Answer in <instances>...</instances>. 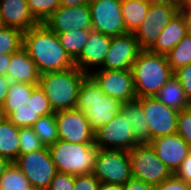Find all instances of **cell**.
Masks as SVG:
<instances>
[{
	"mask_svg": "<svg viewBox=\"0 0 191 190\" xmlns=\"http://www.w3.org/2000/svg\"><path fill=\"white\" fill-rule=\"evenodd\" d=\"M35 62L40 74L76 67L61 45L57 34L44 23L23 32L22 46Z\"/></svg>",
	"mask_w": 191,
	"mask_h": 190,
	"instance_id": "6da1fadb",
	"label": "cell"
},
{
	"mask_svg": "<svg viewBox=\"0 0 191 190\" xmlns=\"http://www.w3.org/2000/svg\"><path fill=\"white\" fill-rule=\"evenodd\" d=\"M137 98L154 97L174 75L166 55L141 50L132 66Z\"/></svg>",
	"mask_w": 191,
	"mask_h": 190,
	"instance_id": "7a4b0ae2",
	"label": "cell"
},
{
	"mask_svg": "<svg viewBox=\"0 0 191 190\" xmlns=\"http://www.w3.org/2000/svg\"><path fill=\"white\" fill-rule=\"evenodd\" d=\"M123 104L120 100L105 95L89 74L84 77L76 109L85 114L94 131L112 121L121 112Z\"/></svg>",
	"mask_w": 191,
	"mask_h": 190,
	"instance_id": "3957f363",
	"label": "cell"
},
{
	"mask_svg": "<svg viewBox=\"0 0 191 190\" xmlns=\"http://www.w3.org/2000/svg\"><path fill=\"white\" fill-rule=\"evenodd\" d=\"M87 74L77 67L41 74L39 87L44 91L54 112L75 109L80 85Z\"/></svg>",
	"mask_w": 191,
	"mask_h": 190,
	"instance_id": "277c9868",
	"label": "cell"
},
{
	"mask_svg": "<svg viewBox=\"0 0 191 190\" xmlns=\"http://www.w3.org/2000/svg\"><path fill=\"white\" fill-rule=\"evenodd\" d=\"M57 172L72 175L93 174L98 147L93 144H75L58 140L48 146Z\"/></svg>",
	"mask_w": 191,
	"mask_h": 190,
	"instance_id": "5b68a950",
	"label": "cell"
},
{
	"mask_svg": "<svg viewBox=\"0 0 191 190\" xmlns=\"http://www.w3.org/2000/svg\"><path fill=\"white\" fill-rule=\"evenodd\" d=\"M129 156L134 179L156 186L173 175L149 143L135 145Z\"/></svg>",
	"mask_w": 191,
	"mask_h": 190,
	"instance_id": "8992f818",
	"label": "cell"
},
{
	"mask_svg": "<svg viewBox=\"0 0 191 190\" xmlns=\"http://www.w3.org/2000/svg\"><path fill=\"white\" fill-rule=\"evenodd\" d=\"M93 175L101 183L124 185L133 178L128 150L98 149Z\"/></svg>",
	"mask_w": 191,
	"mask_h": 190,
	"instance_id": "52a82bcc",
	"label": "cell"
},
{
	"mask_svg": "<svg viewBox=\"0 0 191 190\" xmlns=\"http://www.w3.org/2000/svg\"><path fill=\"white\" fill-rule=\"evenodd\" d=\"M2 108L7 118L19 128L32 127L41 116L55 114L39 86L33 90L30 99L26 102L4 103Z\"/></svg>",
	"mask_w": 191,
	"mask_h": 190,
	"instance_id": "ba28073f",
	"label": "cell"
},
{
	"mask_svg": "<svg viewBox=\"0 0 191 190\" xmlns=\"http://www.w3.org/2000/svg\"><path fill=\"white\" fill-rule=\"evenodd\" d=\"M14 163L20 168L33 188L46 190L57 173L47 146L31 153L19 155Z\"/></svg>",
	"mask_w": 191,
	"mask_h": 190,
	"instance_id": "9c48e42d",
	"label": "cell"
},
{
	"mask_svg": "<svg viewBox=\"0 0 191 190\" xmlns=\"http://www.w3.org/2000/svg\"><path fill=\"white\" fill-rule=\"evenodd\" d=\"M92 31L115 37L127 32L124 23L121 0H89Z\"/></svg>",
	"mask_w": 191,
	"mask_h": 190,
	"instance_id": "30bf717a",
	"label": "cell"
},
{
	"mask_svg": "<svg viewBox=\"0 0 191 190\" xmlns=\"http://www.w3.org/2000/svg\"><path fill=\"white\" fill-rule=\"evenodd\" d=\"M180 10L177 7L152 3L148 9L145 20L134 32L141 50H149L157 38Z\"/></svg>",
	"mask_w": 191,
	"mask_h": 190,
	"instance_id": "8fae6325",
	"label": "cell"
},
{
	"mask_svg": "<svg viewBox=\"0 0 191 190\" xmlns=\"http://www.w3.org/2000/svg\"><path fill=\"white\" fill-rule=\"evenodd\" d=\"M89 75L109 97L124 104L137 99L132 70L97 69Z\"/></svg>",
	"mask_w": 191,
	"mask_h": 190,
	"instance_id": "7c38bea8",
	"label": "cell"
},
{
	"mask_svg": "<svg viewBox=\"0 0 191 190\" xmlns=\"http://www.w3.org/2000/svg\"><path fill=\"white\" fill-rule=\"evenodd\" d=\"M59 140L75 144H93L94 130L85 114L78 109L55 112Z\"/></svg>",
	"mask_w": 191,
	"mask_h": 190,
	"instance_id": "4fadbf2b",
	"label": "cell"
},
{
	"mask_svg": "<svg viewBox=\"0 0 191 190\" xmlns=\"http://www.w3.org/2000/svg\"><path fill=\"white\" fill-rule=\"evenodd\" d=\"M136 101L142 106L146 115L151 140L177 133L178 110L167 107L156 97H142L137 98Z\"/></svg>",
	"mask_w": 191,
	"mask_h": 190,
	"instance_id": "5bb4252c",
	"label": "cell"
},
{
	"mask_svg": "<svg viewBox=\"0 0 191 190\" xmlns=\"http://www.w3.org/2000/svg\"><path fill=\"white\" fill-rule=\"evenodd\" d=\"M128 119L120 112L108 124L94 132V144L99 149L131 150L139 144L134 138Z\"/></svg>",
	"mask_w": 191,
	"mask_h": 190,
	"instance_id": "9a60e30c",
	"label": "cell"
},
{
	"mask_svg": "<svg viewBox=\"0 0 191 190\" xmlns=\"http://www.w3.org/2000/svg\"><path fill=\"white\" fill-rule=\"evenodd\" d=\"M44 24L55 34L76 30H92L91 12L88 4L76 7L60 6Z\"/></svg>",
	"mask_w": 191,
	"mask_h": 190,
	"instance_id": "2e32d148",
	"label": "cell"
},
{
	"mask_svg": "<svg viewBox=\"0 0 191 190\" xmlns=\"http://www.w3.org/2000/svg\"><path fill=\"white\" fill-rule=\"evenodd\" d=\"M140 52L134 33L112 37L109 51L99 69L131 70Z\"/></svg>",
	"mask_w": 191,
	"mask_h": 190,
	"instance_id": "e0dca14e",
	"label": "cell"
},
{
	"mask_svg": "<svg viewBox=\"0 0 191 190\" xmlns=\"http://www.w3.org/2000/svg\"><path fill=\"white\" fill-rule=\"evenodd\" d=\"M149 144L173 174L191 150L188 143L178 133L157 137L152 139Z\"/></svg>",
	"mask_w": 191,
	"mask_h": 190,
	"instance_id": "ac0fdd59",
	"label": "cell"
},
{
	"mask_svg": "<svg viewBox=\"0 0 191 190\" xmlns=\"http://www.w3.org/2000/svg\"><path fill=\"white\" fill-rule=\"evenodd\" d=\"M111 41L112 37L91 31L80 56L74 61L75 66L86 74L99 69L103 65Z\"/></svg>",
	"mask_w": 191,
	"mask_h": 190,
	"instance_id": "d6986e66",
	"label": "cell"
},
{
	"mask_svg": "<svg viewBox=\"0 0 191 190\" xmlns=\"http://www.w3.org/2000/svg\"><path fill=\"white\" fill-rule=\"evenodd\" d=\"M0 16L5 26L22 32L39 24L28 9L27 0H0Z\"/></svg>",
	"mask_w": 191,
	"mask_h": 190,
	"instance_id": "ffe728a7",
	"label": "cell"
},
{
	"mask_svg": "<svg viewBox=\"0 0 191 190\" xmlns=\"http://www.w3.org/2000/svg\"><path fill=\"white\" fill-rule=\"evenodd\" d=\"M40 75L35 62L23 47L11 54L6 76L11 82L39 85Z\"/></svg>",
	"mask_w": 191,
	"mask_h": 190,
	"instance_id": "44dd1931",
	"label": "cell"
},
{
	"mask_svg": "<svg viewBox=\"0 0 191 190\" xmlns=\"http://www.w3.org/2000/svg\"><path fill=\"white\" fill-rule=\"evenodd\" d=\"M187 35V26L183 14L179 11L168 22L155 44L149 49L153 53L166 55Z\"/></svg>",
	"mask_w": 191,
	"mask_h": 190,
	"instance_id": "7402d4cb",
	"label": "cell"
},
{
	"mask_svg": "<svg viewBox=\"0 0 191 190\" xmlns=\"http://www.w3.org/2000/svg\"><path fill=\"white\" fill-rule=\"evenodd\" d=\"M122 115L128 119L130 128L134 131V138L139 144L150 143V128L142 106L135 100L123 104Z\"/></svg>",
	"mask_w": 191,
	"mask_h": 190,
	"instance_id": "603a6c76",
	"label": "cell"
},
{
	"mask_svg": "<svg viewBox=\"0 0 191 190\" xmlns=\"http://www.w3.org/2000/svg\"><path fill=\"white\" fill-rule=\"evenodd\" d=\"M159 102H162L167 107L178 111L184 110L191 106V102L185 95L182 85L173 75L168 82L154 96Z\"/></svg>",
	"mask_w": 191,
	"mask_h": 190,
	"instance_id": "cb8c5ba5",
	"label": "cell"
},
{
	"mask_svg": "<svg viewBox=\"0 0 191 190\" xmlns=\"http://www.w3.org/2000/svg\"><path fill=\"white\" fill-rule=\"evenodd\" d=\"M20 128L8 118L0 124V156L15 162L19 156Z\"/></svg>",
	"mask_w": 191,
	"mask_h": 190,
	"instance_id": "d4e9b609",
	"label": "cell"
},
{
	"mask_svg": "<svg viewBox=\"0 0 191 190\" xmlns=\"http://www.w3.org/2000/svg\"><path fill=\"white\" fill-rule=\"evenodd\" d=\"M150 0H121V11L129 33H134L146 18Z\"/></svg>",
	"mask_w": 191,
	"mask_h": 190,
	"instance_id": "484cf974",
	"label": "cell"
},
{
	"mask_svg": "<svg viewBox=\"0 0 191 190\" xmlns=\"http://www.w3.org/2000/svg\"><path fill=\"white\" fill-rule=\"evenodd\" d=\"M92 30H76L57 34L59 41L70 58L75 61L88 41Z\"/></svg>",
	"mask_w": 191,
	"mask_h": 190,
	"instance_id": "4316f807",
	"label": "cell"
},
{
	"mask_svg": "<svg viewBox=\"0 0 191 190\" xmlns=\"http://www.w3.org/2000/svg\"><path fill=\"white\" fill-rule=\"evenodd\" d=\"M32 128L41 142L47 147L59 140L55 114L41 116Z\"/></svg>",
	"mask_w": 191,
	"mask_h": 190,
	"instance_id": "83f0119b",
	"label": "cell"
},
{
	"mask_svg": "<svg viewBox=\"0 0 191 190\" xmlns=\"http://www.w3.org/2000/svg\"><path fill=\"white\" fill-rule=\"evenodd\" d=\"M31 188L20 168L11 162L0 179V190H29Z\"/></svg>",
	"mask_w": 191,
	"mask_h": 190,
	"instance_id": "f1b7e54d",
	"label": "cell"
},
{
	"mask_svg": "<svg viewBox=\"0 0 191 190\" xmlns=\"http://www.w3.org/2000/svg\"><path fill=\"white\" fill-rule=\"evenodd\" d=\"M167 59L172 71L191 63V35L187 34L168 54Z\"/></svg>",
	"mask_w": 191,
	"mask_h": 190,
	"instance_id": "f546056e",
	"label": "cell"
},
{
	"mask_svg": "<svg viewBox=\"0 0 191 190\" xmlns=\"http://www.w3.org/2000/svg\"><path fill=\"white\" fill-rule=\"evenodd\" d=\"M23 46V32L17 28L4 26L0 29V54H12Z\"/></svg>",
	"mask_w": 191,
	"mask_h": 190,
	"instance_id": "4dcf8cb0",
	"label": "cell"
},
{
	"mask_svg": "<svg viewBox=\"0 0 191 190\" xmlns=\"http://www.w3.org/2000/svg\"><path fill=\"white\" fill-rule=\"evenodd\" d=\"M27 5L34 18L44 23L60 7V0H27Z\"/></svg>",
	"mask_w": 191,
	"mask_h": 190,
	"instance_id": "1f68e13d",
	"label": "cell"
},
{
	"mask_svg": "<svg viewBox=\"0 0 191 190\" xmlns=\"http://www.w3.org/2000/svg\"><path fill=\"white\" fill-rule=\"evenodd\" d=\"M20 146L19 155L31 153L33 151L43 149L45 145L35 134L32 127H21L19 130Z\"/></svg>",
	"mask_w": 191,
	"mask_h": 190,
	"instance_id": "d6a6232c",
	"label": "cell"
},
{
	"mask_svg": "<svg viewBox=\"0 0 191 190\" xmlns=\"http://www.w3.org/2000/svg\"><path fill=\"white\" fill-rule=\"evenodd\" d=\"M38 85L29 83L10 82L9 90L4 103H21L30 99L33 90Z\"/></svg>",
	"mask_w": 191,
	"mask_h": 190,
	"instance_id": "836d02e7",
	"label": "cell"
},
{
	"mask_svg": "<svg viewBox=\"0 0 191 190\" xmlns=\"http://www.w3.org/2000/svg\"><path fill=\"white\" fill-rule=\"evenodd\" d=\"M177 133L191 148V106L179 111L177 118Z\"/></svg>",
	"mask_w": 191,
	"mask_h": 190,
	"instance_id": "e575fe53",
	"label": "cell"
},
{
	"mask_svg": "<svg viewBox=\"0 0 191 190\" xmlns=\"http://www.w3.org/2000/svg\"><path fill=\"white\" fill-rule=\"evenodd\" d=\"M75 175L57 172L46 190H74Z\"/></svg>",
	"mask_w": 191,
	"mask_h": 190,
	"instance_id": "d590c367",
	"label": "cell"
},
{
	"mask_svg": "<svg viewBox=\"0 0 191 190\" xmlns=\"http://www.w3.org/2000/svg\"><path fill=\"white\" fill-rule=\"evenodd\" d=\"M174 76L182 85L186 97L191 102V63L174 71Z\"/></svg>",
	"mask_w": 191,
	"mask_h": 190,
	"instance_id": "8d00e7d4",
	"label": "cell"
},
{
	"mask_svg": "<svg viewBox=\"0 0 191 190\" xmlns=\"http://www.w3.org/2000/svg\"><path fill=\"white\" fill-rule=\"evenodd\" d=\"M100 181L93 175H75L74 190H98Z\"/></svg>",
	"mask_w": 191,
	"mask_h": 190,
	"instance_id": "74e56055",
	"label": "cell"
},
{
	"mask_svg": "<svg viewBox=\"0 0 191 190\" xmlns=\"http://www.w3.org/2000/svg\"><path fill=\"white\" fill-rule=\"evenodd\" d=\"M155 190H191V186L174 174L155 186Z\"/></svg>",
	"mask_w": 191,
	"mask_h": 190,
	"instance_id": "f35d334b",
	"label": "cell"
},
{
	"mask_svg": "<svg viewBox=\"0 0 191 190\" xmlns=\"http://www.w3.org/2000/svg\"><path fill=\"white\" fill-rule=\"evenodd\" d=\"M174 175L191 186V150Z\"/></svg>",
	"mask_w": 191,
	"mask_h": 190,
	"instance_id": "ab89813d",
	"label": "cell"
},
{
	"mask_svg": "<svg viewBox=\"0 0 191 190\" xmlns=\"http://www.w3.org/2000/svg\"><path fill=\"white\" fill-rule=\"evenodd\" d=\"M123 190H155V186L141 180L131 178L123 185Z\"/></svg>",
	"mask_w": 191,
	"mask_h": 190,
	"instance_id": "60d3db41",
	"label": "cell"
},
{
	"mask_svg": "<svg viewBox=\"0 0 191 190\" xmlns=\"http://www.w3.org/2000/svg\"><path fill=\"white\" fill-rule=\"evenodd\" d=\"M10 82L6 76L0 75V107H2L5 102Z\"/></svg>",
	"mask_w": 191,
	"mask_h": 190,
	"instance_id": "b9f144b4",
	"label": "cell"
},
{
	"mask_svg": "<svg viewBox=\"0 0 191 190\" xmlns=\"http://www.w3.org/2000/svg\"><path fill=\"white\" fill-rule=\"evenodd\" d=\"M11 54H0V75L7 76V70L10 64Z\"/></svg>",
	"mask_w": 191,
	"mask_h": 190,
	"instance_id": "7bdbcfd3",
	"label": "cell"
},
{
	"mask_svg": "<svg viewBox=\"0 0 191 190\" xmlns=\"http://www.w3.org/2000/svg\"><path fill=\"white\" fill-rule=\"evenodd\" d=\"M180 12L183 14L186 21L187 34L191 35V6L180 7Z\"/></svg>",
	"mask_w": 191,
	"mask_h": 190,
	"instance_id": "ee69618b",
	"label": "cell"
},
{
	"mask_svg": "<svg viewBox=\"0 0 191 190\" xmlns=\"http://www.w3.org/2000/svg\"><path fill=\"white\" fill-rule=\"evenodd\" d=\"M88 3L89 0H60V6L65 7H76Z\"/></svg>",
	"mask_w": 191,
	"mask_h": 190,
	"instance_id": "f6af8a7d",
	"label": "cell"
},
{
	"mask_svg": "<svg viewBox=\"0 0 191 190\" xmlns=\"http://www.w3.org/2000/svg\"><path fill=\"white\" fill-rule=\"evenodd\" d=\"M98 190H123V185L114 183H100Z\"/></svg>",
	"mask_w": 191,
	"mask_h": 190,
	"instance_id": "bcb514c9",
	"label": "cell"
},
{
	"mask_svg": "<svg viewBox=\"0 0 191 190\" xmlns=\"http://www.w3.org/2000/svg\"><path fill=\"white\" fill-rule=\"evenodd\" d=\"M152 3L166 4L177 7L180 10L181 0H150Z\"/></svg>",
	"mask_w": 191,
	"mask_h": 190,
	"instance_id": "7dc6e473",
	"label": "cell"
},
{
	"mask_svg": "<svg viewBox=\"0 0 191 190\" xmlns=\"http://www.w3.org/2000/svg\"><path fill=\"white\" fill-rule=\"evenodd\" d=\"M10 164L11 162L7 158L0 156V179Z\"/></svg>",
	"mask_w": 191,
	"mask_h": 190,
	"instance_id": "c3c4849f",
	"label": "cell"
},
{
	"mask_svg": "<svg viewBox=\"0 0 191 190\" xmlns=\"http://www.w3.org/2000/svg\"><path fill=\"white\" fill-rule=\"evenodd\" d=\"M5 119H7V116H6L5 112L3 111V108L0 107V124H1Z\"/></svg>",
	"mask_w": 191,
	"mask_h": 190,
	"instance_id": "681fc988",
	"label": "cell"
},
{
	"mask_svg": "<svg viewBox=\"0 0 191 190\" xmlns=\"http://www.w3.org/2000/svg\"><path fill=\"white\" fill-rule=\"evenodd\" d=\"M188 6H191V0H181L180 7H188Z\"/></svg>",
	"mask_w": 191,
	"mask_h": 190,
	"instance_id": "f907efd6",
	"label": "cell"
},
{
	"mask_svg": "<svg viewBox=\"0 0 191 190\" xmlns=\"http://www.w3.org/2000/svg\"><path fill=\"white\" fill-rule=\"evenodd\" d=\"M4 26H5V25H4L3 20H2V18H1V16H0V29H2Z\"/></svg>",
	"mask_w": 191,
	"mask_h": 190,
	"instance_id": "816d5d0a",
	"label": "cell"
},
{
	"mask_svg": "<svg viewBox=\"0 0 191 190\" xmlns=\"http://www.w3.org/2000/svg\"><path fill=\"white\" fill-rule=\"evenodd\" d=\"M29 190H45V189H39V188H31V189H29Z\"/></svg>",
	"mask_w": 191,
	"mask_h": 190,
	"instance_id": "f5cc1de1",
	"label": "cell"
}]
</instances>
